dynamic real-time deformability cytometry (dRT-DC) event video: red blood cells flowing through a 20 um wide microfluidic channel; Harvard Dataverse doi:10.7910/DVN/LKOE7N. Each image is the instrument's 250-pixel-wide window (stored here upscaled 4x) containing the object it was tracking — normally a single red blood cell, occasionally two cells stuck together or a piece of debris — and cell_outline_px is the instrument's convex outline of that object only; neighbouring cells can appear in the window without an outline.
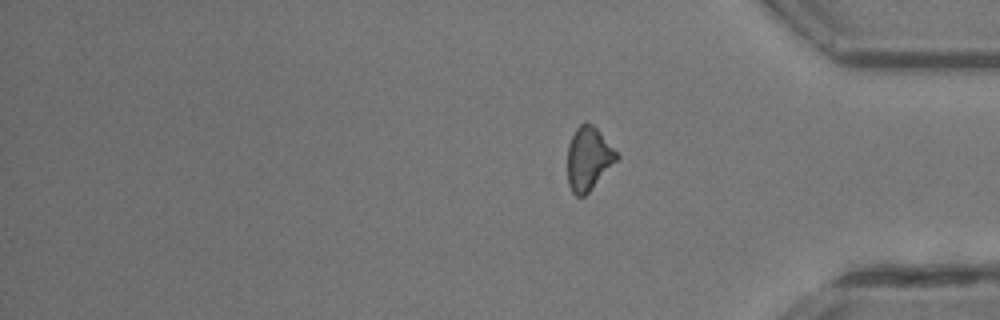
{"species": "common noctule bat (a hibernating species)", "species_latin": "Nyctalus noctula", "temperature_condition": "room temperature", "stored_images_in_passage": 25, "segment_of_instrument_passage": [2, 2], "camera_frame_rate_fps": 3000, "um_per_image_px": 0.085, "animal": {"sex": "male", "body_mass_g": 13.3}, "frame": {"image": 1, "passage_image": 25, "time_ms": 8.0, "image_size_px": [1000, 320], "cell_outline_px": [[620, 156], [588, 192], [584, 196], [576, 196], [572, 192], [568, 184], [568, 144], [576, 128], [584, 120], [592, 124], [600, 132]], "centroid_in_image_um": [50.0, 13.45], "position_along_channel_um": 385.2, "area_um2": 17.92}}